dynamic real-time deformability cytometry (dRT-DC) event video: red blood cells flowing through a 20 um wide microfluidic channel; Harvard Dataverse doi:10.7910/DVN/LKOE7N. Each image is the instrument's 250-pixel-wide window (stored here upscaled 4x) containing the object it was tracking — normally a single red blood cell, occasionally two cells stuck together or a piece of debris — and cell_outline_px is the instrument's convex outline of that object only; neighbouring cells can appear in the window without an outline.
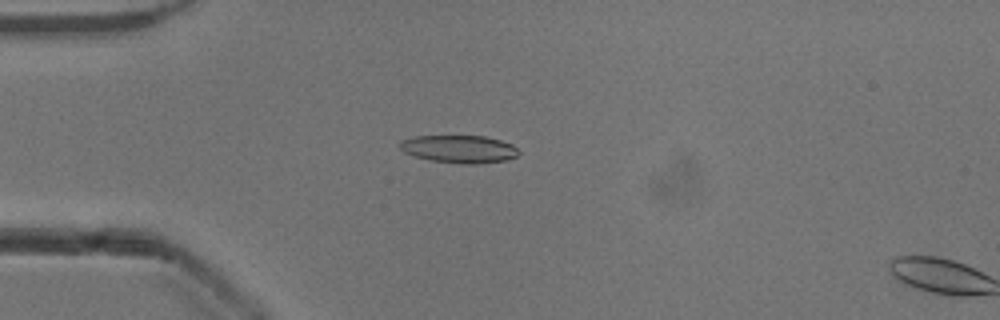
{"species": "common noctule bat (a hibernating species)", "species_latin": "Nyctalus noctula", "temperature_condition": "cold", "stored_images_in_passage": 14, "camera_frame_rate_fps": 3000, "um_per_image_px": 0.085, "animal": {"sex": "male", "body_mass_g": 13.3}, "frame": {"image": 1, "passage_image": 12, "time_ms": 3.667, "image_size_px": [1000, 320], "cell_outline_px": [[520, 152], [516, 156], [508, 160], [480, 164], [464, 164], [432, 160], [416, 156], [404, 152], [400, 148], [400, 140], [416, 136], [484, 136], [500, 140], [512, 144]], "centroid_in_image_um": [39.06, 12.67], "position_along_channel_um": 45.9, "area_um2": 19.13}}